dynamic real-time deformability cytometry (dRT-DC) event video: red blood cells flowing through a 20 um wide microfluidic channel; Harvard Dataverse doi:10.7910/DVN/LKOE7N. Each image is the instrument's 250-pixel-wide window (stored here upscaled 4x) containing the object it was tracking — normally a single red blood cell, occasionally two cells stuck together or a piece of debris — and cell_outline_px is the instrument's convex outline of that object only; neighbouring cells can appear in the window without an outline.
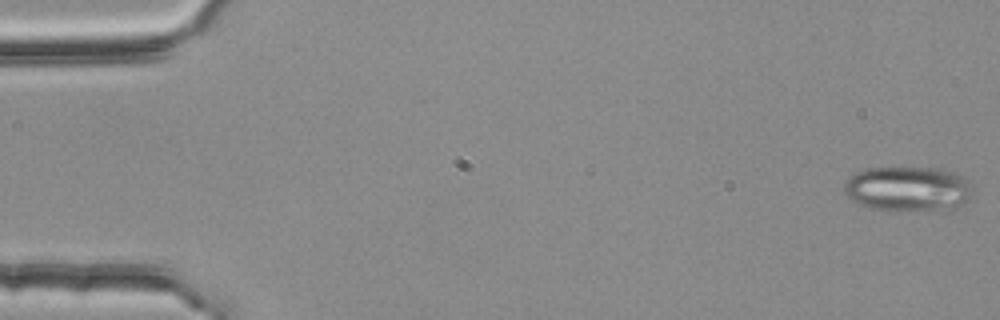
{"species": "common noctule bat (a hibernating species)", "species_latin": "Nyctalus noctula", "temperature_condition": "room temperature", "stored_images_in_passage": 54, "camera_frame_rate_fps": 3000, "um_per_image_px": 0.085, "animal": {"sex": "female", "body_mass_g": 25.1}, "frame": {"image": 1, "passage_image": 1, "time_ms": 0.0, "image_size_px": [1000, 320], "cell_outline_px": [[972, 196], [968, 200], [952, 208], [900, 212], [896, 212], [872, 208], [860, 204], [852, 200], [844, 192], [844, 184], [856, 172], [868, 168], [944, 168], [956, 172], [964, 176], [968, 180], [972, 188]], "centroid_in_image_um": [77.21, 16.05], "position_along_channel_um": 7.8, "area_um2": 33.93}}
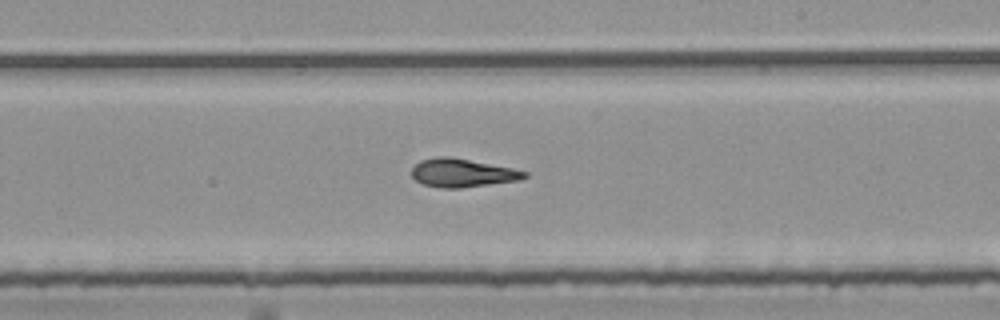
{"frame": {"image": 2, "passage_image": 32, "time_ms": 10.333, "image_size_px": [1000, 320], "cell_outline_px": [[528, 176], [520, 180], [460, 188], [440, 188], [424, 184], [416, 180], [412, 176], [412, 168], [420, 160], [440, 156], [448, 156], [512, 168], [528, 172]], "centroid_in_image_um": [39.3, 14.7], "position_along_channel_um": 249.7, "area_um2": 18.5}}
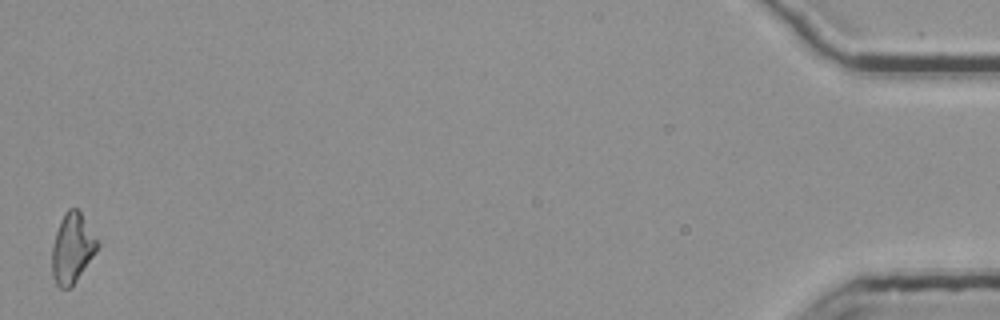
{"frame": {"image": 3, "passage_image": 54, "time_ms": 17.667, "image_size_px": [1000, 320], "cell_outline_px": [[100, 244], [96, 252], [72, 288], [60, 288], [56, 284], [52, 276], [52, 248], [56, 232], [60, 220], [64, 212], [68, 208], [76, 208], [80, 212], [100, 240]], "centroid_in_image_um": [6.16, 21.11], "position_along_channel_um": 429.0, "area_um2": 18.79}, "authors_computed_cell_mechanics": {"area_um2": 18.6116, "velocity_mm_per_s": 3.7734, "shape_relaxation_time_tau1_ms": null, "shape_relaxation_time_tau2_ms": 3.0326, "deformation_change_tau1": null, "deformation_change_tau2": 0.113}}